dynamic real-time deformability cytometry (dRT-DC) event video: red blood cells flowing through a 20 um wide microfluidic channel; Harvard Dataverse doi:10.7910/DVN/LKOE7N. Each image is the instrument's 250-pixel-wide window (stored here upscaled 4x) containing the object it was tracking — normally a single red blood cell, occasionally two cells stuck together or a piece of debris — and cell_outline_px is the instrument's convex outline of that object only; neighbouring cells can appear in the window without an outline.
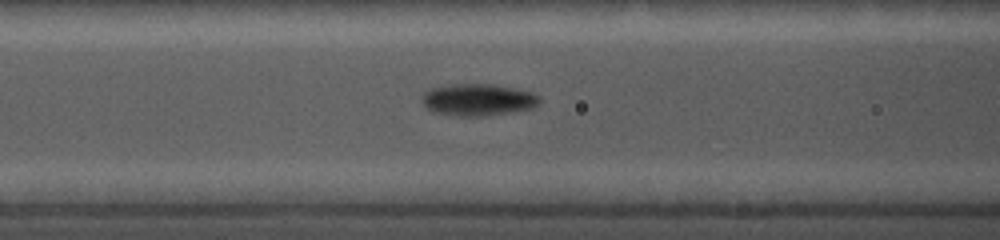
{"species": "common noctule bat (a hibernating species)", "species_latin": "Nyctalus noctula", "temperature_condition": "cold", "stored_images_in_passage": 14, "camera_frame_rate_fps": 5000, "um_per_image_px": 0.085, "animal": {"sex": "female", "body_mass_g": 19.0, "forearm_length_mm": 56.7}, "frame": {"image": 1, "passage_image": 12, "time_ms": 3.6, "image_size_px": [1000, 240], "cell_outline_px": [[540, 100], [532, 108], [512, 112], [484, 116], [452, 116], [432, 112], [424, 104], [424, 92], [432, 88], [452, 84], [492, 84], [532, 92], [540, 96]], "centroid_in_image_um": [40.63, 8.49], "position_along_channel_um": 126.0, "area_um2": 21.73}}